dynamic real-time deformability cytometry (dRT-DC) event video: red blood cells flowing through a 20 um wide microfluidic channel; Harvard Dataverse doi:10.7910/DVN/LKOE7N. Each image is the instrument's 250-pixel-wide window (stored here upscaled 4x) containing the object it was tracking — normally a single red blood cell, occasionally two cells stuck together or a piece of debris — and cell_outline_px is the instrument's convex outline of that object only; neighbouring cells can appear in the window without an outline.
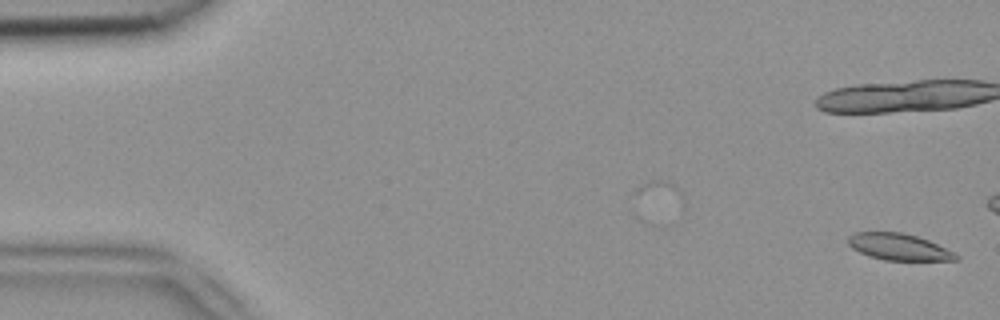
{"species": "common noctule bat (a hibernating species)", "species_latin": "Nyctalus noctula", "temperature_condition": "room temperature", "stored_images_in_passage": 15, "camera_frame_rate_fps": 3000, "um_per_image_px": 0.085, "animal": {"sex": "female", "body_mass_g": 18.4}, "frame": {"image": 1, "passage_image": 1, "time_ms": 0.0, "image_size_px": [1000, 320], "cell_outline_px": [[960, 260], [884, 260], [868, 256], [852, 248], [848, 244], [848, 236], [856, 232], [900, 232], [916, 236], [928, 240], [960, 256]], "centroid_in_image_um": [76.37, 20.99], "position_along_channel_um": 8.6, "area_um2": 16.53}}